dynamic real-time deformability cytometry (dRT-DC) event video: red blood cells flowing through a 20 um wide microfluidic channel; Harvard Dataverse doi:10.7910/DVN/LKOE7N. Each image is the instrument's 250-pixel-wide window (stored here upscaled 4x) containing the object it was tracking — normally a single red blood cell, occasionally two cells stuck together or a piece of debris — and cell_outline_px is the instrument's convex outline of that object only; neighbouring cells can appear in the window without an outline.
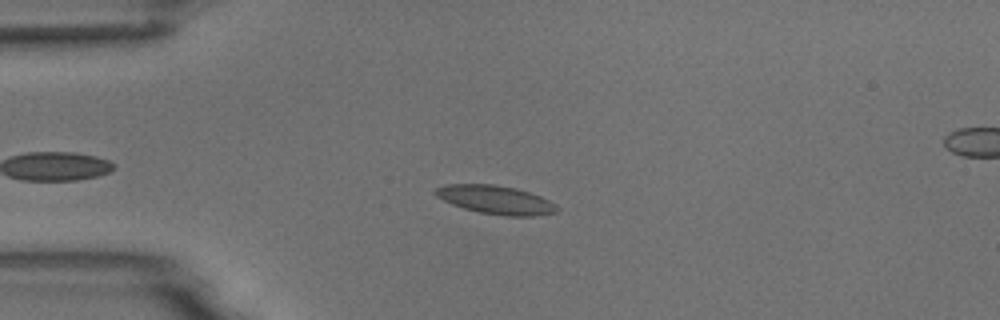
{"species": "common noctule bat (a hibernating species)", "species_latin": "Nyctalus noctula", "temperature_condition": "room temperature", "stored_images_in_passage": 4, "camera_frame_rate_fps": 3000, "um_per_image_px": 0.085, "animal": {"sex": "male", "body_mass_g": 18.8}, "frame": {"image": 1, "passage_image": 2, "time_ms": 2.0, "image_size_px": [1000, 320], "cell_outline_px": [[560, 208], [556, 212], [536, 216], [504, 216], [480, 212], [464, 208], [452, 204], [436, 196], [432, 192], [436, 188], [444, 184], [492, 184], [516, 188], [540, 196], [556, 204]], "centroid_in_image_um": [42.13, 16.98], "position_along_channel_um": 42.9, "area_um2": 20.23}}